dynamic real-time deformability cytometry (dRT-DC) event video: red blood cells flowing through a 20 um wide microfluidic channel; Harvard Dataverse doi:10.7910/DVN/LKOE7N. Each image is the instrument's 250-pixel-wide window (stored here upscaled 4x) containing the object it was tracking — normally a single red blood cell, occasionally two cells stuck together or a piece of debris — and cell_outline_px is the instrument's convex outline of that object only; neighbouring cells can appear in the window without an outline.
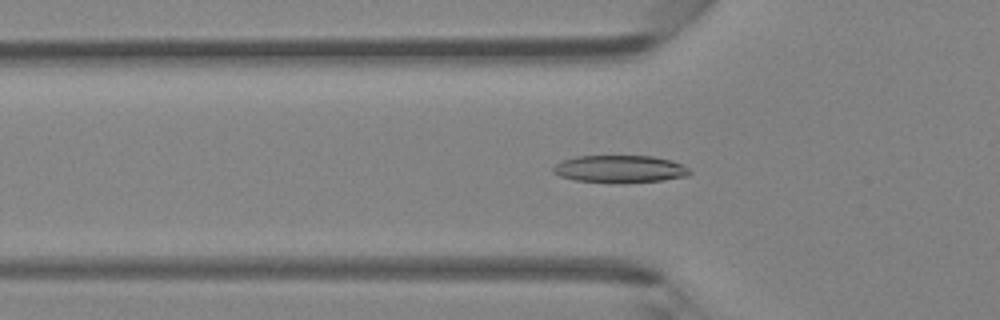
{"species": "Egyptian fruit bat (a non-hibernating species)", "species_latin": "Rousettus aegyptiacus", "temperature_condition": "room temperature", "stored_images_in_passage": 43, "camera_frame_rate_fps": 3000, "um_per_image_px": 0.085, "animal": {"sex": "female"}, "frame": {"image": 1, "passage_image": 16, "time_ms": 5.0, "image_size_px": [1000, 320], "cell_outline_px": [[692, 172], [688, 176], [664, 180], [624, 184], [620, 184], [576, 180], [560, 176], [552, 172], [552, 168], [556, 164], [564, 160], [576, 156], [652, 156], [672, 160], [688, 168]], "centroid_in_image_um": [52.71, 14.38], "position_along_channel_um": 73.1, "area_um2": 22.08}}
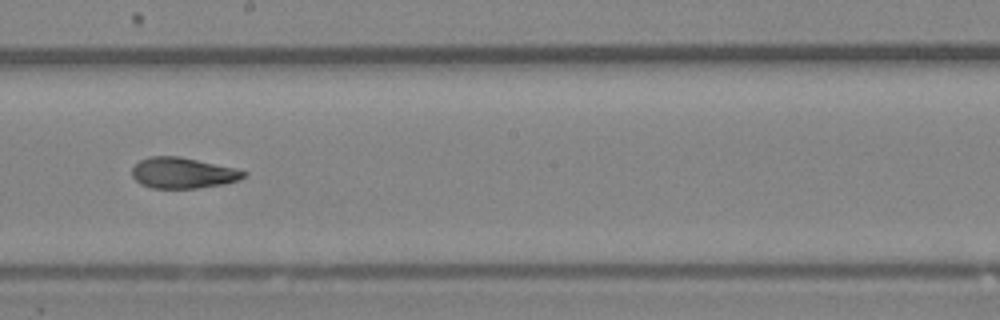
{"frame": {"image": 2, "passage_image": 27, "time_ms": 8.667, "image_size_px": [1000, 320], "cell_outline_px": [[248, 172], [240, 180], [224, 184], [196, 188], [152, 188], [140, 184], [132, 176], [132, 168], [140, 160], [148, 156], [180, 156], [232, 168]], "centroid_in_image_um": [15.51, 14.7], "position_along_channel_um": 232.7, "area_um2": 19.94}}
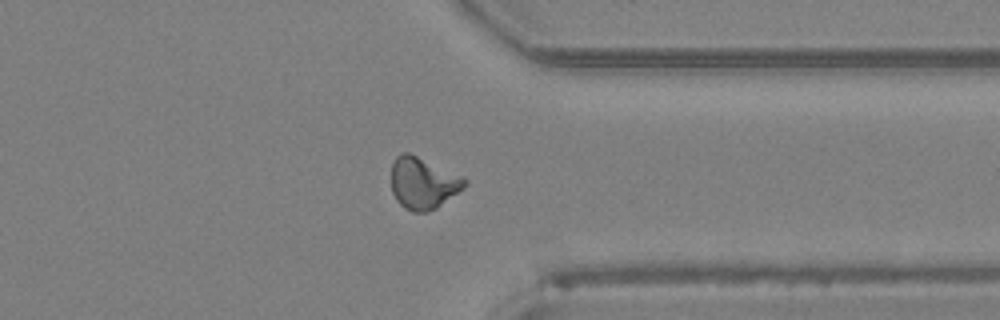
{"frame": {"image": 3, "passage_image": 37, "time_ms": 12.0, "image_size_px": [1000, 320], "cell_outline_px": [[468, 184], [464, 188], [436, 208], [428, 212], [412, 212], [404, 208], [396, 200], [392, 192], [392, 164], [396, 156], [400, 152], [408, 152], [464, 176], [468, 180]], "centroid_in_image_um": [35.97, 15.56], "position_along_channel_um": 375.4, "area_um2": 22.31}, "authors_computed_cell_mechanics": {"area_um2": 20.8658, "velocity_mm_per_s": 4.3599, "shape_relaxation_time_tau1_ms": 7.0689, "shape_relaxation_time_tau2_ms": 2.1467, "deformation_change_tau1": 0.2089, "deformation_change_tau2": 0.0956}}